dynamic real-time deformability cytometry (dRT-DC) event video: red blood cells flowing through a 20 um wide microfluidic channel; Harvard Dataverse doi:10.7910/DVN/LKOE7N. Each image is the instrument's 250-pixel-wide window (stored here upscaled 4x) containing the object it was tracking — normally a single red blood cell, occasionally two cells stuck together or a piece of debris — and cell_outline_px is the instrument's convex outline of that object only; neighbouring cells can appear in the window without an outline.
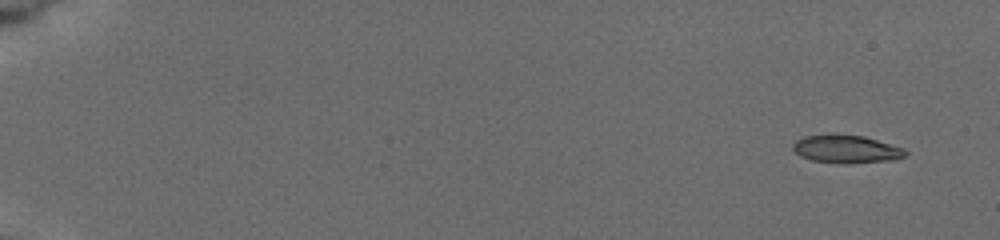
{"species": "common noctule bat (a hibernating species)", "species_latin": "Nyctalus noctula", "temperature_condition": "cold", "stored_images_in_passage": 9, "camera_frame_rate_fps": 3000, "um_per_image_px": 0.085, "animal": {"sex": "female", "body_mass_g": 19.5, "forearm_length_mm": 54.1}, "frame": {"image": 1, "passage_image": 1, "time_ms": 0.0, "image_size_px": [1000, 240], "cell_outline_px": [[908, 152], [904, 156], [896, 160], [844, 164], [840, 164], [812, 160], [800, 156], [792, 148], [792, 144], [796, 140], [804, 136], [864, 136], [904, 148]], "centroid_in_image_um": [71.97, 12.71], "position_along_channel_um": 13.0, "area_um2": 18.03}}
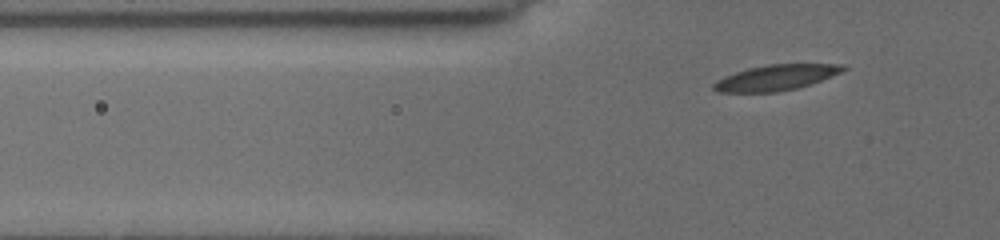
{"frame": {"image": 2, "passage_image": 9, "time_ms": 7.667, "image_size_px": [1000, 240], "cell_outline_px": [[848, 68], [832, 76], [812, 84], [796, 88], [776, 92], [716, 92], [712, 88], [712, 84], [716, 80], [724, 76], [748, 68], [768, 64], [844, 64]], "centroid_in_image_um": [65.95, 6.59], "position_along_channel_um": 59.9, "area_um2": 19.36}}